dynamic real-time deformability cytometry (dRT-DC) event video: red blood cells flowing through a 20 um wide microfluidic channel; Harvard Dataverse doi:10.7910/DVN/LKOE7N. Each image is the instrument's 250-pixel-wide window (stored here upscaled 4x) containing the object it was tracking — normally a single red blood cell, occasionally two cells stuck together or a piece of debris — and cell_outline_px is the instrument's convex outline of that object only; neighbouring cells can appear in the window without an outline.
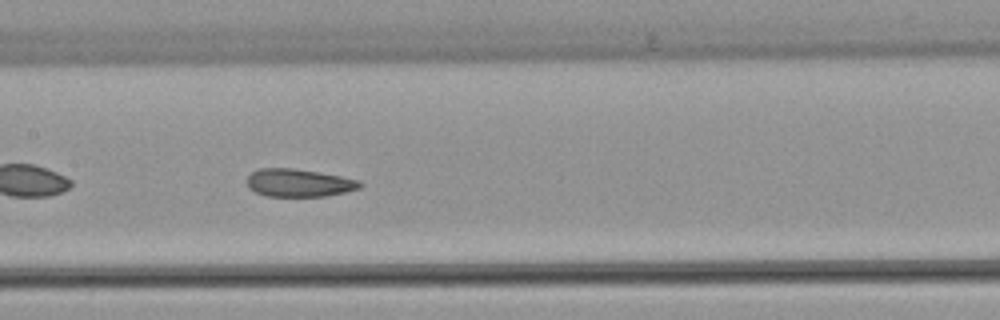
{"species": "common noctule bat (a hibernating species)", "species_latin": "Nyctalus noctula", "temperature_condition": "warm", "stored_images_in_passage": 36, "camera_frame_rate_fps": 3000, "um_per_image_px": 0.085, "animal": {"sex": "female", "body_mass_g": 22.7, "forearm_length_mm": 54.2}, "frame": {"image": 1, "passage_image": 11, "time_ms": 3.333, "image_size_px": [1000, 320], "cell_outline_px": [[364, 184], [360, 188], [344, 192], [324, 196], [264, 196], [248, 188], [248, 176], [252, 172], [260, 168], [292, 168], [340, 176], [360, 180]], "centroid_in_image_um": [25.4, 15.54], "position_along_channel_um": 182.0, "area_um2": 18.21}, "authors_computed_cell_mechanics": {"area_um2": 19.0451, "velocity_mm_per_s": 4.048, "shape_relaxation_time_tau1_ms": null, "shape_relaxation_time_tau2_ms": 2.2825, "deformation_change_tau1": null, "deformation_change_tau2": 0.0657}}